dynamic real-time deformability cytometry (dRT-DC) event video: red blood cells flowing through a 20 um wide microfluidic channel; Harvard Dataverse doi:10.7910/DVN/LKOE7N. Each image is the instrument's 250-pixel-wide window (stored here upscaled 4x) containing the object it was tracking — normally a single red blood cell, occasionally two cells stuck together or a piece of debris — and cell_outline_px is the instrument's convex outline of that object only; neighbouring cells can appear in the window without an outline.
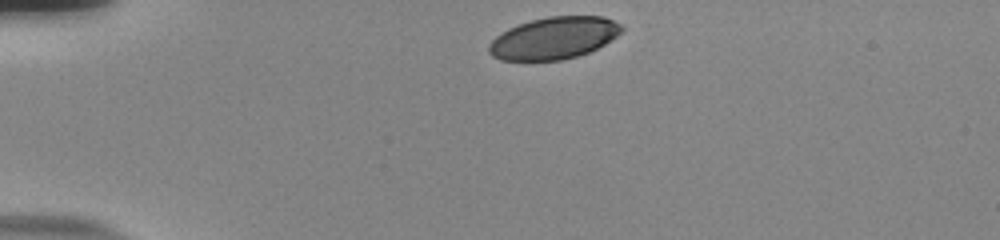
{"species": "human", "species_latin": "Homo sapiens", "temperature_condition": "room temperature", "stored_images_in_passage": 35, "camera_frame_rate_fps": 3000, "um_per_image_px": 0.085, "donor": {"sex": "male"}, "frame": {"image": 1, "passage_image": 1, "time_ms": 0.0, "image_size_px": [1000, 240], "cell_outline_px": [[624, 28], [616, 36], [604, 44], [588, 52], [576, 56], [560, 60], [500, 60], [492, 56], [488, 52], [488, 44], [496, 36], [508, 28], [532, 20], [548, 16], [604, 16], [620, 24]], "centroid_in_image_um": [47.05, 3.23], "position_along_channel_um": 37.9, "area_um2": 32.31}}
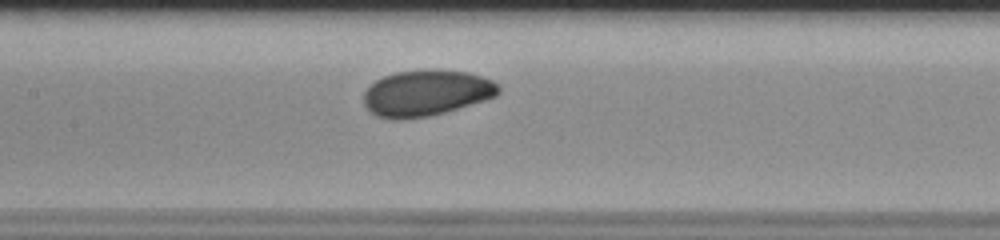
{"frame": {"image": 2, "passage_image": 16, "time_ms": 5.0, "image_size_px": [1000, 240], "cell_outline_px": [[500, 92], [496, 96], [484, 100], [444, 112], [428, 116], [404, 120], [392, 120], [376, 116], [368, 112], [364, 104], [364, 92], [376, 80], [384, 76], [396, 72], [468, 72], [492, 80], [500, 88]], "centroid_in_image_um": [36.18, 7.96], "position_along_channel_um": 171.2, "area_um2": 35.37}}
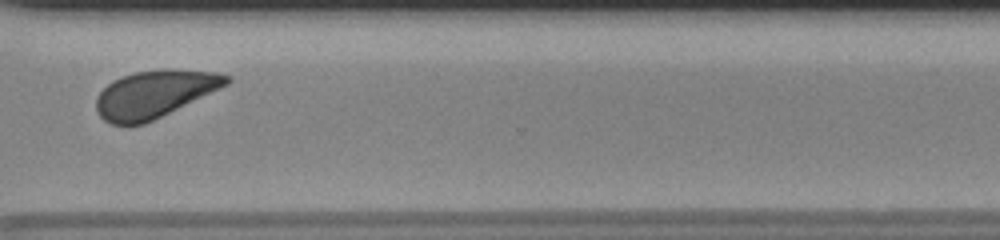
{"frame": {"image": 3, "passage_image": 31, "time_ms": 10.0, "image_size_px": [1000, 240], "cell_outline_px": [[232, 80], [228, 84], [144, 124], [112, 124], [104, 120], [100, 116], [96, 108], [96, 100], [100, 92], [108, 84], [124, 76], [136, 72], [164, 68], [168, 68], [216, 72], [232, 76]], "centroid_in_image_um": [13.15, 7.97], "position_along_channel_um": 357.4, "area_um2": 35.37}, "authors_computed_cell_mechanics": {"area_um2": 35.8938, "velocity_mm_per_s": 3.7228, "shape_relaxation_time_tau1_ms": 4.1716, "shape_relaxation_time_tau2_ms": null, "deformation_change_tau1": 0.13, "deformation_change_tau2": null}}